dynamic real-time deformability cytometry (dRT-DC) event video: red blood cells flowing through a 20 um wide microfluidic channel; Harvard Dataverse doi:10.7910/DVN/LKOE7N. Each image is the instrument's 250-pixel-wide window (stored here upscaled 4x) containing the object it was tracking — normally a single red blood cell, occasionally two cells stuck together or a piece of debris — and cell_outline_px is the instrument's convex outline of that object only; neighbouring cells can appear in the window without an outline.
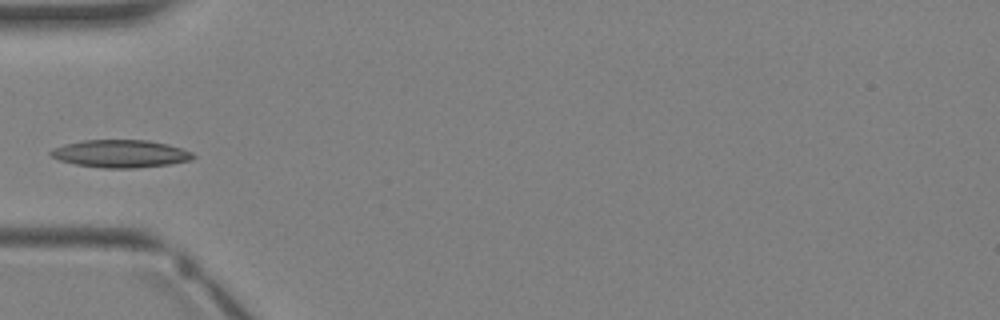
{"species": "Egyptian fruit bat (a non-hibernating species)", "species_latin": "Rousettus aegyptiacus", "temperature_condition": "warm", "stored_images_in_passage": 3, "camera_frame_rate_fps": 3000, "um_per_image_px": 0.085, "animal": {"sex": "female"}, "frame": {"image": 1, "passage_image": 3, "time_ms": 2.333, "image_size_px": [1000, 320], "cell_outline_px": [[196, 156], [192, 160], [172, 164], [136, 168], [104, 168], [76, 164], [60, 160], [52, 156], [48, 152], [52, 148], [64, 144], [84, 140], [148, 140], [168, 144], [192, 152]], "centroid_in_image_um": [10.27, 13.06], "position_along_channel_um": 74.7, "area_um2": 23.0}}